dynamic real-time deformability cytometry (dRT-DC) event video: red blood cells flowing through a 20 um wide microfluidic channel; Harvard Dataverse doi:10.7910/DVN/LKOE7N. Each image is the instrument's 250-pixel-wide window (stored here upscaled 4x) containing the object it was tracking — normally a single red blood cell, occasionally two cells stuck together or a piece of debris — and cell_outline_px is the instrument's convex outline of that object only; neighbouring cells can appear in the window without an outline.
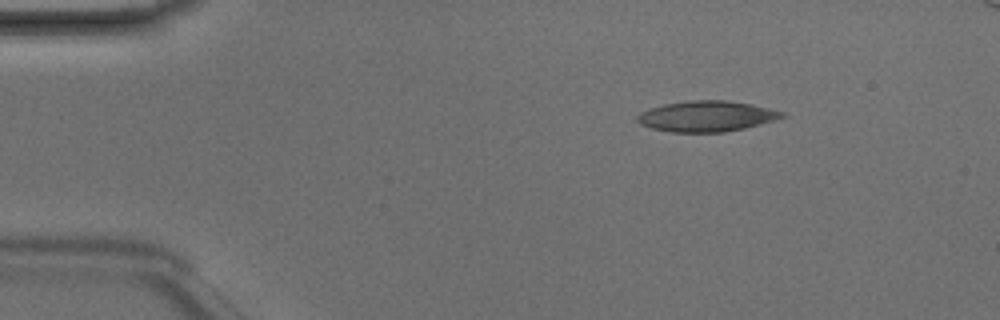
{"species": "Egyptian fruit bat (a non-hibernating species)", "species_latin": "Rousettus aegyptiacus", "temperature_condition": "room temperature", "stored_images_in_passage": 5, "camera_frame_rate_fps": 3000, "um_per_image_px": 0.085, "animal": {"sex": "male"}, "frame": {"image": 1, "passage_image": 5, "time_ms": 1.333, "image_size_px": [1000, 320], "cell_outline_px": [[788, 116], [760, 124], [744, 128], [724, 132], [672, 132], [652, 128], [640, 124], [636, 120], [636, 116], [640, 112], [664, 104], [688, 100], [724, 100], [752, 104], [788, 112]], "centroid_in_image_um": [60.1, 9.87], "position_along_channel_um": 24.9, "area_um2": 26.01}}